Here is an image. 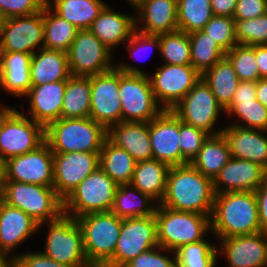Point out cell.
Returning <instances> with one entry per match:
<instances>
[{
	"mask_svg": "<svg viewBox=\"0 0 267 267\" xmlns=\"http://www.w3.org/2000/svg\"><path fill=\"white\" fill-rule=\"evenodd\" d=\"M46 0H0V12L5 18L28 16L41 11Z\"/></svg>",
	"mask_w": 267,
	"mask_h": 267,
	"instance_id": "48",
	"label": "cell"
},
{
	"mask_svg": "<svg viewBox=\"0 0 267 267\" xmlns=\"http://www.w3.org/2000/svg\"><path fill=\"white\" fill-rule=\"evenodd\" d=\"M169 169V165L154 158L138 161L131 184L159 204L165 194Z\"/></svg>",
	"mask_w": 267,
	"mask_h": 267,
	"instance_id": "31",
	"label": "cell"
},
{
	"mask_svg": "<svg viewBox=\"0 0 267 267\" xmlns=\"http://www.w3.org/2000/svg\"><path fill=\"white\" fill-rule=\"evenodd\" d=\"M31 54L0 52V88L14 97H24L32 87Z\"/></svg>",
	"mask_w": 267,
	"mask_h": 267,
	"instance_id": "28",
	"label": "cell"
},
{
	"mask_svg": "<svg viewBox=\"0 0 267 267\" xmlns=\"http://www.w3.org/2000/svg\"><path fill=\"white\" fill-rule=\"evenodd\" d=\"M267 13V0H237L235 20L254 19Z\"/></svg>",
	"mask_w": 267,
	"mask_h": 267,
	"instance_id": "50",
	"label": "cell"
},
{
	"mask_svg": "<svg viewBox=\"0 0 267 267\" xmlns=\"http://www.w3.org/2000/svg\"><path fill=\"white\" fill-rule=\"evenodd\" d=\"M43 47V9L28 16L5 19L0 33V52H21L32 55Z\"/></svg>",
	"mask_w": 267,
	"mask_h": 267,
	"instance_id": "15",
	"label": "cell"
},
{
	"mask_svg": "<svg viewBox=\"0 0 267 267\" xmlns=\"http://www.w3.org/2000/svg\"><path fill=\"white\" fill-rule=\"evenodd\" d=\"M136 163L126 150L105 139L99 152V167L118 185L132 182Z\"/></svg>",
	"mask_w": 267,
	"mask_h": 267,
	"instance_id": "34",
	"label": "cell"
},
{
	"mask_svg": "<svg viewBox=\"0 0 267 267\" xmlns=\"http://www.w3.org/2000/svg\"><path fill=\"white\" fill-rule=\"evenodd\" d=\"M226 115L230 118L235 116L241 122L234 121L230 125L267 131V108L257 99L237 101Z\"/></svg>",
	"mask_w": 267,
	"mask_h": 267,
	"instance_id": "42",
	"label": "cell"
},
{
	"mask_svg": "<svg viewBox=\"0 0 267 267\" xmlns=\"http://www.w3.org/2000/svg\"><path fill=\"white\" fill-rule=\"evenodd\" d=\"M15 259L19 267H69L68 265L52 260L42 251L17 253Z\"/></svg>",
	"mask_w": 267,
	"mask_h": 267,
	"instance_id": "51",
	"label": "cell"
},
{
	"mask_svg": "<svg viewBox=\"0 0 267 267\" xmlns=\"http://www.w3.org/2000/svg\"><path fill=\"white\" fill-rule=\"evenodd\" d=\"M6 160L0 155V186L5 182Z\"/></svg>",
	"mask_w": 267,
	"mask_h": 267,
	"instance_id": "58",
	"label": "cell"
},
{
	"mask_svg": "<svg viewBox=\"0 0 267 267\" xmlns=\"http://www.w3.org/2000/svg\"><path fill=\"white\" fill-rule=\"evenodd\" d=\"M157 241L162 248L176 251L182 245L199 242L211 233V215L179 211L157 205Z\"/></svg>",
	"mask_w": 267,
	"mask_h": 267,
	"instance_id": "5",
	"label": "cell"
},
{
	"mask_svg": "<svg viewBox=\"0 0 267 267\" xmlns=\"http://www.w3.org/2000/svg\"><path fill=\"white\" fill-rule=\"evenodd\" d=\"M237 44L267 45V13L254 19L235 20Z\"/></svg>",
	"mask_w": 267,
	"mask_h": 267,
	"instance_id": "44",
	"label": "cell"
},
{
	"mask_svg": "<svg viewBox=\"0 0 267 267\" xmlns=\"http://www.w3.org/2000/svg\"><path fill=\"white\" fill-rule=\"evenodd\" d=\"M172 111L183 123L202 129L209 135L222 133L223 127L216 129L215 126L219 120V114L224 113V108L202 78Z\"/></svg>",
	"mask_w": 267,
	"mask_h": 267,
	"instance_id": "12",
	"label": "cell"
},
{
	"mask_svg": "<svg viewBox=\"0 0 267 267\" xmlns=\"http://www.w3.org/2000/svg\"><path fill=\"white\" fill-rule=\"evenodd\" d=\"M89 30L113 52L115 47L126 43L136 30L135 13L116 12L106 4Z\"/></svg>",
	"mask_w": 267,
	"mask_h": 267,
	"instance_id": "26",
	"label": "cell"
},
{
	"mask_svg": "<svg viewBox=\"0 0 267 267\" xmlns=\"http://www.w3.org/2000/svg\"><path fill=\"white\" fill-rule=\"evenodd\" d=\"M237 0H211L213 14L216 16L233 17Z\"/></svg>",
	"mask_w": 267,
	"mask_h": 267,
	"instance_id": "54",
	"label": "cell"
},
{
	"mask_svg": "<svg viewBox=\"0 0 267 267\" xmlns=\"http://www.w3.org/2000/svg\"><path fill=\"white\" fill-rule=\"evenodd\" d=\"M240 81L257 82L260 77L256 62V46L235 45L226 52Z\"/></svg>",
	"mask_w": 267,
	"mask_h": 267,
	"instance_id": "43",
	"label": "cell"
},
{
	"mask_svg": "<svg viewBox=\"0 0 267 267\" xmlns=\"http://www.w3.org/2000/svg\"><path fill=\"white\" fill-rule=\"evenodd\" d=\"M218 103L225 109L232 101L240 82L230 60L225 56L202 75Z\"/></svg>",
	"mask_w": 267,
	"mask_h": 267,
	"instance_id": "35",
	"label": "cell"
},
{
	"mask_svg": "<svg viewBox=\"0 0 267 267\" xmlns=\"http://www.w3.org/2000/svg\"><path fill=\"white\" fill-rule=\"evenodd\" d=\"M39 232V223L19 208L0 202V256L16 257L14 250Z\"/></svg>",
	"mask_w": 267,
	"mask_h": 267,
	"instance_id": "21",
	"label": "cell"
},
{
	"mask_svg": "<svg viewBox=\"0 0 267 267\" xmlns=\"http://www.w3.org/2000/svg\"><path fill=\"white\" fill-rule=\"evenodd\" d=\"M126 44L127 45H125V47L127 48V51L129 52L131 57L136 60L140 59L137 57L140 56L139 54L142 51H149V49H157L159 52L160 49L159 37L157 35H147L137 30L133 32Z\"/></svg>",
	"mask_w": 267,
	"mask_h": 267,
	"instance_id": "49",
	"label": "cell"
},
{
	"mask_svg": "<svg viewBox=\"0 0 267 267\" xmlns=\"http://www.w3.org/2000/svg\"><path fill=\"white\" fill-rule=\"evenodd\" d=\"M214 16L211 0H177L178 30L191 33L202 30Z\"/></svg>",
	"mask_w": 267,
	"mask_h": 267,
	"instance_id": "39",
	"label": "cell"
},
{
	"mask_svg": "<svg viewBox=\"0 0 267 267\" xmlns=\"http://www.w3.org/2000/svg\"><path fill=\"white\" fill-rule=\"evenodd\" d=\"M158 246L154 215L122 219L113 256L102 267H124L138 255Z\"/></svg>",
	"mask_w": 267,
	"mask_h": 267,
	"instance_id": "11",
	"label": "cell"
},
{
	"mask_svg": "<svg viewBox=\"0 0 267 267\" xmlns=\"http://www.w3.org/2000/svg\"><path fill=\"white\" fill-rule=\"evenodd\" d=\"M5 17L3 16V14L0 12V33L2 31V28H3V25H4V22H5Z\"/></svg>",
	"mask_w": 267,
	"mask_h": 267,
	"instance_id": "60",
	"label": "cell"
},
{
	"mask_svg": "<svg viewBox=\"0 0 267 267\" xmlns=\"http://www.w3.org/2000/svg\"><path fill=\"white\" fill-rule=\"evenodd\" d=\"M65 90L66 80L32 86L24 96L27 99L29 98V111L26 116L44 127L53 121L59 120Z\"/></svg>",
	"mask_w": 267,
	"mask_h": 267,
	"instance_id": "24",
	"label": "cell"
},
{
	"mask_svg": "<svg viewBox=\"0 0 267 267\" xmlns=\"http://www.w3.org/2000/svg\"><path fill=\"white\" fill-rule=\"evenodd\" d=\"M214 197L213 181L189 163L170 167L165 194L158 205L211 215Z\"/></svg>",
	"mask_w": 267,
	"mask_h": 267,
	"instance_id": "1",
	"label": "cell"
},
{
	"mask_svg": "<svg viewBox=\"0 0 267 267\" xmlns=\"http://www.w3.org/2000/svg\"><path fill=\"white\" fill-rule=\"evenodd\" d=\"M204 240L182 245L176 254L177 267H216L218 261L217 245Z\"/></svg>",
	"mask_w": 267,
	"mask_h": 267,
	"instance_id": "41",
	"label": "cell"
},
{
	"mask_svg": "<svg viewBox=\"0 0 267 267\" xmlns=\"http://www.w3.org/2000/svg\"><path fill=\"white\" fill-rule=\"evenodd\" d=\"M1 121H2V104L0 106V127H1Z\"/></svg>",
	"mask_w": 267,
	"mask_h": 267,
	"instance_id": "62",
	"label": "cell"
},
{
	"mask_svg": "<svg viewBox=\"0 0 267 267\" xmlns=\"http://www.w3.org/2000/svg\"><path fill=\"white\" fill-rule=\"evenodd\" d=\"M16 259L10 256H0V267H14Z\"/></svg>",
	"mask_w": 267,
	"mask_h": 267,
	"instance_id": "57",
	"label": "cell"
},
{
	"mask_svg": "<svg viewBox=\"0 0 267 267\" xmlns=\"http://www.w3.org/2000/svg\"><path fill=\"white\" fill-rule=\"evenodd\" d=\"M82 230L84 251L93 267H102L115 251L122 219L111 211L75 218Z\"/></svg>",
	"mask_w": 267,
	"mask_h": 267,
	"instance_id": "8",
	"label": "cell"
},
{
	"mask_svg": "<svg viewBox=\"0 0 267 267\" xmlns=\"http://www.w3.org/2000/svg\"><path fill=\"white\" fill-rule=\"evenodd\" d=\"M209 136L204 130L183 123L179 118V147L183 158L190 163Z\"/></svg>",
	"mask_w": 267,
	"mask_h": 267,
	"instance_id": "46",
	"label": "cell"
},
{
	"mask_svg": "<svg viewBox=\"0 0 267 267\" xmlns=\"http://www.w3.org/2000/svg\"><path fill=\"white\" fill-rule=\"evenodd\" d=\"M119 69L122 122H150L163 108L157 103L149 76L142 69L125 63Z\"/></svg>",
	"mask_w": 267,
	"mask_h": 267,
	"instance_id": "3",
	"label": "cell"
},
{
	"mask_svg": "<svg viewBox=\"0 0 267 267\" xmlns=\"http://www.w3.org/2000/svg\"><path fill=\"white\" fill-rule=\"evenodd\" d=\"M2 201L19 208L39 224L55 220L63 213V200L52 186L5 181Z\"/></svg>",
	"mask_w": 267,
	"mask_h": 267,
	"instance_id": "6",
	"label": "cell"
},
{
	"mask_svg": "<svg viewBox=\"0 0 267 267\" xmlns=\"http://www.w3.org/2000/svg\"><path fill=\"white\" fill-rule=\"evenodd\" d=\"M148 74L157 103L172 110L202 78L192 65L162 64Z\"/></svg>",
	"mask_w": 267,
	"mask_h": 267,
	"instance_id": "13",
	"label": "cell"
},
{
	"mask_svg": "<svg viewBox=\"0 0 267 267\" xmlns=\"http://www.w3.org/2000/svg\"><path fill=\"white\" fill-rule=\"evenodd\" d=\"M43 225L48 226L42 251L47 257L69 267H93L87 260L82 230L75 218L62 213L55 220L39 224V231Z\"/></svg>",
	"mask_w": 267,
	"mask_h": 267,
	"instance_id": "7",
	"label": "cell"
},
{
	"mask_svg": "<svg viewBox=\"0 0 267 267\" xmlns=\"http://www.w3.org/2000/svg\"><path fill=\"white\" fill-rule=\"evenodd\" d=\"M107 138L136 162L153 159L149 122H119L107 129Z\"/></svg>",
	"mask_w": 267,
	"mask_h": 267,
	"instance_id": "27",
	"label": "cell"
},
{
	"mask_svg": "<svg viewBox=\"0 0 267 267\" xmlns=\"http://www.w3.org/2000/svg\"><path fill=\"white\" fill-rule=\"evenodd\" d=\"M46 4L60 17L83 30L91 27L107 3L103 0H46Z\"/></svg>",
	"mask_w": 267,
	"mask_h": 267,
	"instance_id": "33",
	"label": "cell"
},
{
	"mask_svg": "<svg viewBox=\"0 0 267 267\" xmlns=\"http://www.w3.org/2000/svg\"><path fill=\"white\" fill-rule=\"evenodd\" d=\"M90 118L106 129L122 122L119 94V69L91 76Z\"/></svg>",
	"mask_w": 267,
	"mask_h": 267,
	"instance_id": "16",
	"label": "cell"
},
{
	"mask_svg": "<svg viewBox=\"0 0 267 267\" xmlns=\"http://www.w3.org/2000/svg\"><path fill=\"white\" fill-rule=\"evenodd\" d=\"M159 37V53L163 64L191 65V44L189 34L180 30L157 35Z\"/></svg>",
	"mask_w": 267,
	"mask_h": 267,
	"instance_id": "40",
	"label": "cell"
},
{
	"mask_svg": "<svg viewBox=\"0 0 267 267\" xmlns=\"http://www.w3.org/2000/svg\"><path fill=\"white\" fill-rule=\"evenodd\" d=\"M167 253H171L172 255L168 257ZM124 267H177L176 254L174 251L162 248L158 245L141 253Z\"/></svg>",
	"mask_w": 267,
	"mask_h": 267,
	"instance_id": "47",
	"label": "cell"
},
{
	"mask_svg": "<svg viewBox=\"0 0 267 267\" xmlns=\"http://www.w3.org/2000/svg\"><path fill=\"white\" fill-rule=\"evenodd\" d=\"M222 133L231 157L267 165V131L227 124Z\"/></svg>",
	"mask_w": 267,
	"mask_h": 267,
	"instance_id": "25",
	"label": "cell"
},
{
	"mask_svg": "<svg viewBox=\"0 0 267 267\" xmlns=\"http://www.w3.org/2000/svg\"><path fill=\"white\" fill-rule=\"evenodd\" d=\"M262 185L267 187V165L263 167Z\"/></svg>",
	"mask_w": 267,
	"mask_h": 267,
	"instance_id": "59",
	"label": "cell"
},
{
	"mask_svg": "<svg viewBox=\"0 0 267 267\" xmlns=\"http://www.w3.org/2000/svg\"><path fill=\"white\" fill-rule=\"evenodd\" d=\"M256 99L267 108V78L256 82Z\"/></svg>",
	"mask_w": 267,
	"mask_h": 267,
	"instance_id": "56",
	"label": "cell"
},
{
	"mask_svg": "<svg viewBox=\"0 0 267 267\" xmlns=\"http://www.w3.org/2000/svg\"><path fill=\"white\" fill-rule=\"evenodd\" d=\"M256 62L260 77L267 78V45L256 46Z\"/></svg>",
	"mask_w": 267,
	"mask_h": 267,
	"instance_id": "55",
	"label": "cell"
},
{
	"mask_svg": "<svg viewBox=\"0 0 267 267\" xmlns=\"http://www.w3.org/2000/svg\"><path fill=\"white\" fill-rule=\"evenodd\" d=\"M231 153L223 133L209 135L190 164L212 181L230 160Z\"/></svg>",
	"mask_w": 267,
	"mask_h": 267,
	"instance_id": "30",
	"label": "cell"
},
{
	"mask_svg": "<svg viewBox=\"0 0 267 267\" xmlns=\"http://www.w3.org/2000/svg\"><path fill=\"white\" fill-rule=\"evenodd\" d=\"M126 3L128 2L129 6L131 5L132 8H135L134 6L140 1V0H125Z\"/></svg>",
	"mask_w": 267,
	"mask_h": 267,
	"instance_id": "61",
	"label": "cell"
},
{
	"mask_svg": "<svg viewBox=\"0 0 267 267\" xmlns=\"http://www.w3.org/2000/svg\"><path fill=\"white\" fill-rule=\"evenodd\" d=\"M256 99V82L240 81L232 101L224 109V114L237 102Z\"/></svg>",
	"mask_w": 267,
	"mask_h": 267,
	"instance_id": "52",
	"label": "cell"
},
{
	"mask_svg": "<svg viewBox=\"0 0 267 267\" xmlns=\"http://www.w3.org/2000/svg\"><path fill=\"white\" fill-rule=\"evenodd\" d=\"M157 205L154 199L131 183L121 184L116 189L111 212L121 219L146 217L154 215Z\"/></svg>",
	"mask_w": 267,
	"mask_h": 267,
	"instance_id": "32",
	"label": "cell"
},
{
	"mask_svg": "<svg viewBox=\"0 0 267 267\" xmlns=\"http://www.w3.org/2000/svg\"><path fill=\"white\" fill-rule=\"evenodd\" d=\"M91 76H73L66 80L61 118L90 117Z\"/></svg>",
	"mask_w": 267,
	"mask_h": 267,
	"instance_id": "36",
	"label": "cell"
},
{
	"mask_svg": "<svg viewBox=\"0 0 267 267\" xmlns=\"http://www.w3.org/2000/svg\"><path fill=\"white\" fill-rule=\"evenodd\" d=\"M107 129L92 118H60L45 127V142L53 153L100 152Z\"/></svg>",
	"mask_w": 267,
	"mask_h": 267,
	"instance_id": "4",
	"label": "cell"
},
{
	"mask_svg": "<svg viewBox=\"0 0 267 267\" xmlns=\"http://www.w3.org/2000/svg\"><path fill=\"white\" fill-rule=\"evenodd\" d=\"M258 217L261 231L267 232V187L261 185L256 191Z\"/></svg>",
	"mask_w": 267,
	"mask_h": 267,
	"instance_id": "53",
	"label": "cell"
},
{
	"mask_svg": "<svg viewBox=\"0 0 267 267\" xmlns=\"http://www.w3.org/2000/svg\"><path fill=\"white\" fill-rule=\"evenodd\" d=\"M118 184L100 167L88 175L63 201V213L78 218L112 209Z\"/></svg>",
	"mask_w": 267,
	"mask_h": 267,
	"instance_id": "10",
	"label": "cell"
},
{
	"mask_svg": "<svg viewBox=\"0 0 267 267\" xmlns=\"http://www.w3.org/2000/svg\"><path fill=\"white\" fill-rule=\"evenodd\" d=\"M44 48L67 52L79 31L56 14L47 4L43 7Z\"/></svg>",
	"mask_w": 267,
	"mask_h": 267,
	"instance_id": "37",
	"label": "cell"
},
{
	"mask_svg": "<svg viewBox=\"0 0 267 267\" xmlns=\"http://www.w3.org/2000/svg\"><path fill=\"white\" fill-rule=\"evenodd\" d=\"M112 51L89 29L79 30L67 51L70 74L93 76L113 69Z\"/></svg>",
	"mask_w": 267,
	"mask_h": 267,
	"instance_id": "14",
	"label": "cell"
},
{
	"mask_svg": "<svg viewBox=\"0 0 267 267\" xmlns=\"http://www.w3.org/2000/svg\"><path fill=\"white\" fill-rule=\"evenodd\" d=\"M153 158L171 166L189 164L179 147V117L172 110H163L149 122Z\"/></svg>",
	"mask_w": 267,
	"mask_h": 267,
	"instance_id": "20",
	"label": "cell"
},
{
	"mask_svg": "<svg viewBox=\"0 0 267 267\" xmlns=\"http://www.w3.org/2000/svg\"><path fill=\"white\" fill-rule=\"evenodd\" d=\"M202 31L214 39L225 52L237 45L235 19L233 17L214 15Z\"/></svg>",
	"mask_w": 267,
	"mask_h": 267,
	"instance_id": "45",
	"label": "cell"
},
{
	"mask_svg": "<svg viewBox=\"0 0 267 267\" xmlns=\"http://www.w3.org/2000/svg\"><path fill=\"white\" fill-rule=\"evenodd\" d=\"M210 222L215 239L261 232L255 192L215 194Z\"/></svg>",
	"mask_w": 267,
	"mask_h": 267,
	"instance_id": "2",
	"label": "cell"
},
{
	"mask_svg": "<svg viewBox=\"0 0 267 267\" xmlns=\"http://www.w3.org/2000/svg\"><path fill=\"white\" fill-rule=\"evenodd\" d=\"M134 7L137 31L159 35L178 30L177 0H140Z\"/></svg>",
	"mask_w": 267,
	"mask_h": 267,
	"instance_id": "22",
	"label": "cell"
},
{
	"mask_svg": "<svg viewBox=\"0 0 267 267\" xmlns=\"http://www.w3.org/2000/svg\"><path fill=\"white\" fill-rule=\"evenodd\" d=\"M2 201V187L0 186V202Z\"/></svg>",
	"mask_w": 267,
	"mask_h": 267,
	"instance_id": "63",
	"label": "cell"
},
{
	"mask_svg": "<svg viewBox=\"0 0 267 267\" xmlns=\"http://www.w3.org/2000/svg\"><path fill=\"white\" fill-rule=\"evenodd\" d=\"M70 76L67 52L43 47L32 54L30 64L32 86L68 80Z\"/></svg>",
	"mask_w": 267,
	"mask_h": 267,
	"instance_id": "29",
	"label": "cell"
},
{
	"mask_svg": "<svg viewBox=\"0 0 267 267\" xmlns=\"http://www.w3.org/2000/svg\"><path fill=\"white\" fill-rule=\"evenodd\" d=\"M218 255L228 267H267V232L217 239Z\"/></svg>",
	"mask_w": 267,
	"mask_h": 267,
	"instance_id": "19",
	"label": "cell"
},
{
	"mask_svg": "<svg viewBox=\"0 0 267 267\" xmlns=\"http://www.w3.org/2000/svg\"><path fill=\"white\" fill-rule=\"evenodd\" d=\"M16 106L2 104L0 155L5 160L34 151L45 142V127Z\"/></svg>",
	"mask_w": 267,
	"mask_h": 267,
	"instance_id": "9",
	"label": "cell"
},
{
	"mask_svg": "<svg viewBox=\"0 0 267 267\" xmlns=\"http://www.w3.org/2000/svg\"><path fill=\"white\" fill-rule=\"evenodd\" d=\"M262 177L260 164L231 157L213 181L214 193L255 192L262 185Z\"/></svg>",
	"mask_w": 267,
	"mask_h": 267,
	"instance_id": "23",
	"label": "cell"
},
{
	"mask_svg": "<svg viewBox=\"0 0 267 267\" xmlns=\"http://www.w3.org/2000/svg\"><path fill=\"white\" fill-rule=\"evenodd\" d=\"M191 44V65L202 75L220 59L226 52L202 30L189 33Z\"/></svg>",
	"mask_w": 267,
	"mask_h": 267,
	"instance_id": "38",
	"label": "cell"
},
{
	"mask_svg": "<svg viewBox=\"0 0 267 267\" xmlns=\"http://www.w3.org/2000/svg\"><path fill=\"white\" fill-rule=\"evenodd\" d=\"M5 181L52 186L53 152L44 142L36 150L6 160Z\"/></svg>",
	"mask_w": 267,
	"mask_h": 267,
	"instance_id": "17",
	"label": "cell"
},
{
	"mask_svg": "<svg viewBox=\"0 0 267 267\" xmlns=\"http://www.w3.org/2000/svg\"><path fill=\"white\" fill-rule=\"evenodd\" d=\"M98 167L99 152L53 153L55 192L64 201Z\"/></svg>",
	"mask_w": 267,
	"mask_h": 267,
	"instance_id": "18",
	"label": "cell"
}]
</instances>
